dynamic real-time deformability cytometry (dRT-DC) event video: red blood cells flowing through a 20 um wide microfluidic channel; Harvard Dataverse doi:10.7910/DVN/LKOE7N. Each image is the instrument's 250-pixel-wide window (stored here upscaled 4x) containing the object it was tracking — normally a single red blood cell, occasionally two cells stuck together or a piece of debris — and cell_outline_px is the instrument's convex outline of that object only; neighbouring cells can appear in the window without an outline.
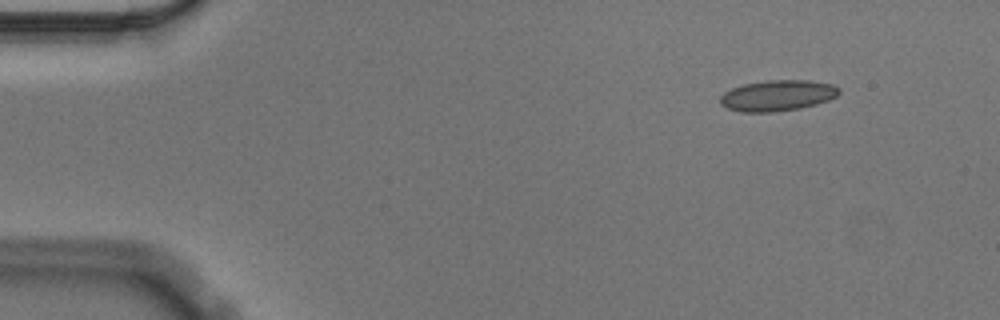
{"species": "Egyptian fruit bat (a non-hibernating species)", "species_latin": "Rousettus aegyptiacus", "temperature_condition": "cold", "stored_images_in_passage": 51, "camera_frame_rate_fps": 3000, "um_per_image_px": 0.085, "animal": {"sex": "male"}, "frame": {"image": 1, "passage_image": 1, "time_ms": 0.0, "image_size_px": [1000, 320], "cell_outline_px": [[840, 92], [836, 96], [828, 100], [816, 104], [800, 108], [772, 112], [740, 112], [728, 108], [720, 104], [720, 96], [724, 92], [732, 88], [744, 84], [768, 80], [808, 80], [832, 84], [840, 88]], "centroid_in_image_um": [66.08, 8.12], "position_along_channel_um": 18.9, "area_um2": 21.39}}
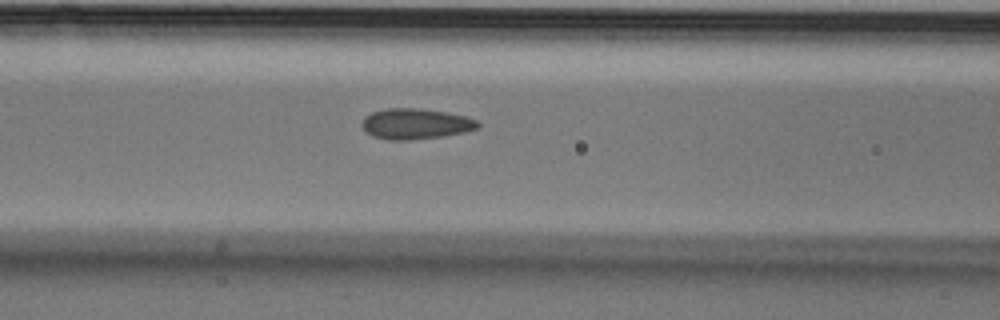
{"frame": {"image": 2, "passage_image": 18, "time_ms": 5.667, "image_size_px": [1000, 320], "cell_outline_px": [[480, 124], [476, 128], [464, 132], [444, 136], [408, 140], [388, 140], [372, 136], [360, 124], [364, 116], [372, 112], [388, 108], [420, 108], [448, 112], [468, 116], [476, 120]], "centroid_in_image_um": [35.32, 10.52], "position_along_channel_um": 131.3, "area_um2": 20.81}}
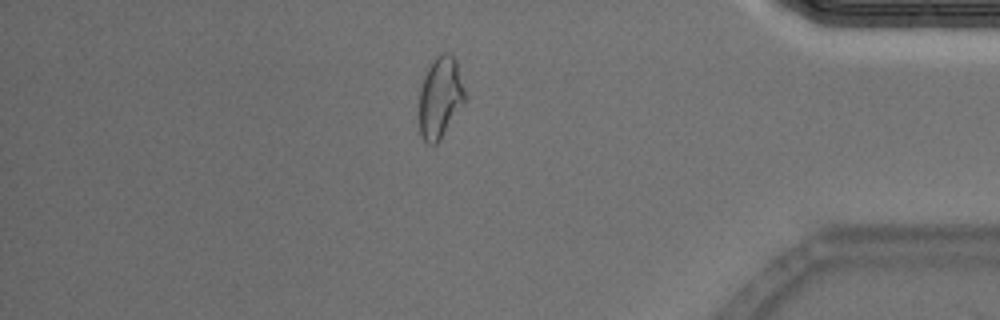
{"frame": {"image": 3, "passage_image": 43, "time_ms": 14.0, "image_size_px": [1000, 320], "cell_outline_px": [[464, 100], [440, 140], [436, 144], [428, 144], [424, 140], [420, 132], [420, 88], [424, 76], [428, 68], [436, 56], [440, 52], [448, 52], [456, 60], [464, 88]], "centroid_in_image_um": [37.4, 8.25], "position_along_channel_um": 397.8, "area_um2": 21.15}, "authors_computed_cell_mechanics": {"area_um2": 20.5768, "velocity_mm_per_s": 3.5694, "shape_relaxation_time_tau1_ms": 10.702, "shape_relaxation_time_tau2_ms": 1.7675, "deformation_change_tau1": 0.156, "deformation_change_tau2": 0.0756}}